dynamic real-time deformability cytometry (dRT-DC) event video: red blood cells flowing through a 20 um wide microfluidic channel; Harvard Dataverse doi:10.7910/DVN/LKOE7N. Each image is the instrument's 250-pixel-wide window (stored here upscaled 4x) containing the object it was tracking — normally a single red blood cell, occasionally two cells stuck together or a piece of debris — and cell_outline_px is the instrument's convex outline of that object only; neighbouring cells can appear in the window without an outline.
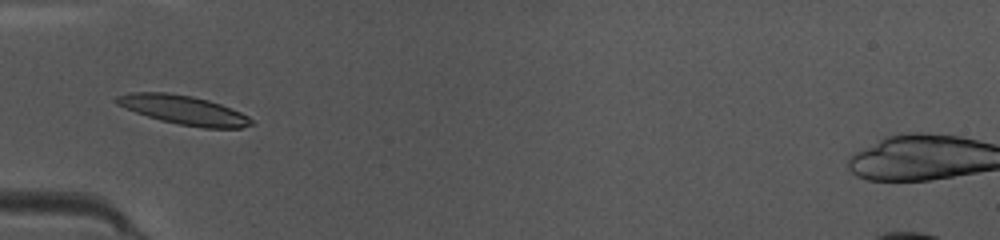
{"species": "common noctule bat (a hibernating species)", "species_latin": "Nyctalus noctula", "temperature_condition": "warm", "stored_images_in_passage": 48, "camera_frame_rate_fps": 3000, "um_per_image_px": 0.085, "animal": {"sex": "female", "body_mass_g": 10.0, "forearm_length_mm": 53.1}, "frame": {"image": 1, "passage_image": 16, "time_ms": 5.0, "image_size_px": [1000, 240], "cell_outline_px": [[256, 124], [240, 128], [204, 128], [180, 124], [160, 120], [136, 112], [116, 104], [116, 96], [132, 92], [168, 92], [192, 96], [208, 100], [220, 104], [240, 112], [248, 116]], "centroid_in_image_um": [15.63, 9.35], "position_along_channel_um": 69.4, "area_um2": 22.66}}
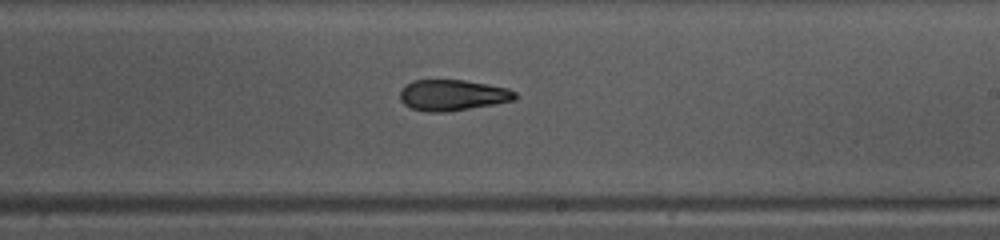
{"frame": {"image": 2, "passage_image": 29, "time_ms": 9.333, "image_size_px": [1000, 240], "cell_outline_px": [[516, 100], [444, 112], [428, 112], [412, 108], [404, 104], [400, 100], [400, 88], [404, 84], [412, 80], [464, 80], [488, 84], [508, 88], [516, 92]], "centroid_in_image_um": [38.43, 8.07], "position_along_channel_um": 250.6, "area_um2": 20.75}}
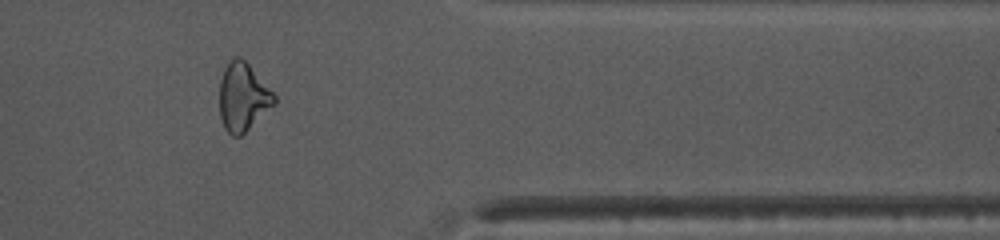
{"frame": {"image": 3, "passage_image": 40, "time_ms": 13.0, "image_size_px": [1000, 240], "cell_outline_px": [[276, 104], [240, 136], [232, 136], [224, 128], [220, 116], [220, 80], [224, 68], [232, 56], [240, 56], [248, 64], [276, 96]], "centroid_in_image_um": [20.64, 8.24], "position_along_channel_um": 390.8, "area_um2": 21.62}, "authors_computed_cell_mechanics": {"area_um2": 21.1548, "velocity_mm_per_s": 4.1702, "shape_relaxation_time_tau1_ms": null, "shape_relaxation_time_tau2_ms": 3.3844, "deformation_change_tau1": null, "deformation_change_tau2": 0.1215}}